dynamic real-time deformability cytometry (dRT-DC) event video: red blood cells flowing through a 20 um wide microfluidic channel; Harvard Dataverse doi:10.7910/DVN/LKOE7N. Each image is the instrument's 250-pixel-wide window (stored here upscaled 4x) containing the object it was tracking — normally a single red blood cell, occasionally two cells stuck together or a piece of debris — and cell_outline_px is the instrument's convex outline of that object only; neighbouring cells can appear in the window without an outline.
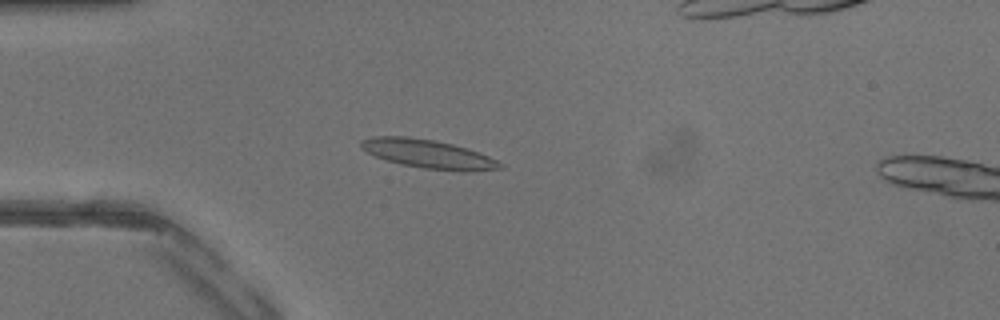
{"species": "common noctule bat (a hibernating species)", "species_latin": "Nyctalus noctula", "temperature_condition": "warm", "stored_images_in_passage": 43, "camera_frame_rate_fps": 3000, "um_per_image_px": 0.085, "animal": {"sex": "male", "body_mass_g": 13.3}, "frame": {"image": 1, "passage_image": 12, "time_ms": 3.667, "image_size_px": [1000, 320], "cell_outline_px": [[504, 168], [468, 172], [464, 172], [424, 168], [400, 164], [376, 156], [360, 148], [360, 140], [372, 136], [408, 136], [436, 140], [468, 148], [488, 156], [504, 164]], "centroid_in_image_um": [36.42, 13.08], "position_along_channel_um": 48.6, "area_um2": 23.41}}
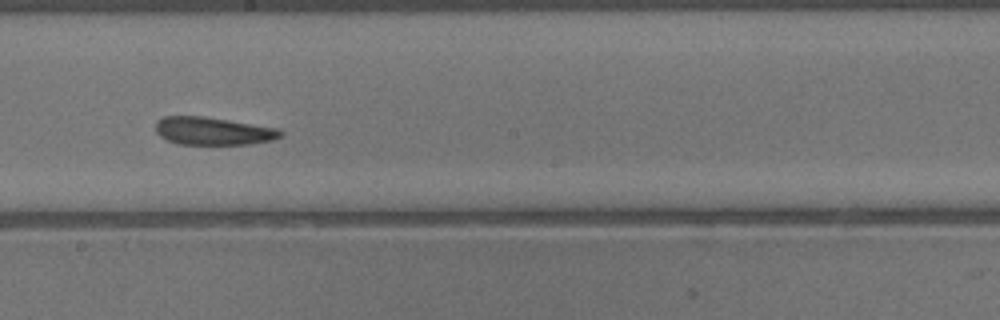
{"frame": {"image": 2, "passage_image": 24, "time_ms": 7.667, "image_size_px": [1000, 320], "cell_outline_px": [[284, 136], [272, 140], [248, 144], [180, 144], [168, 140], [160, 136], [156, 132], [156, 120], [164, 116], [204, 116], [280, 128], [284, 132]], "centroid_in_image_um": [18.15, 11.13], "position_along_channel_um": 230.1, "area_um2": 20.4}}
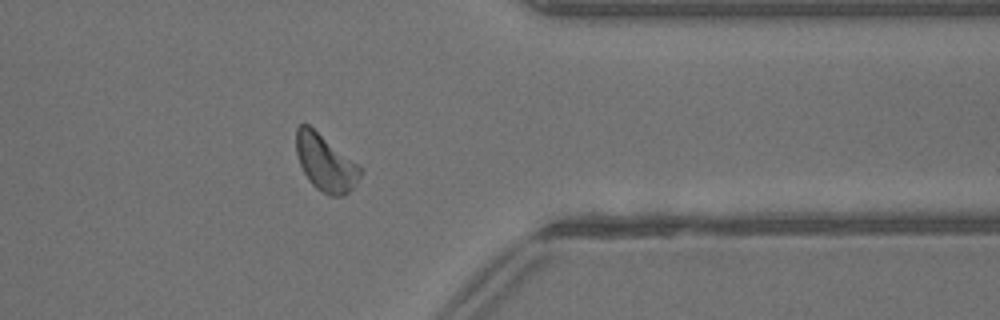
{"frame": {"image": 3, "passage_image": 34, "time_ms": 11.0, "image_size_px": [1000, 320], "cell_outline_px": [[364, 168], [360, 176], [352, 188], [344, 196], [328, 196], [316, 188], [308, 180], [300, 164], [296, 152], [296, 128], [300, 124], [308, 124], [360, 164]], "centroid_in_image_um": [27.68, 13.84], "position_along_channel_um": 383.7, "area_um2": 21.33}}